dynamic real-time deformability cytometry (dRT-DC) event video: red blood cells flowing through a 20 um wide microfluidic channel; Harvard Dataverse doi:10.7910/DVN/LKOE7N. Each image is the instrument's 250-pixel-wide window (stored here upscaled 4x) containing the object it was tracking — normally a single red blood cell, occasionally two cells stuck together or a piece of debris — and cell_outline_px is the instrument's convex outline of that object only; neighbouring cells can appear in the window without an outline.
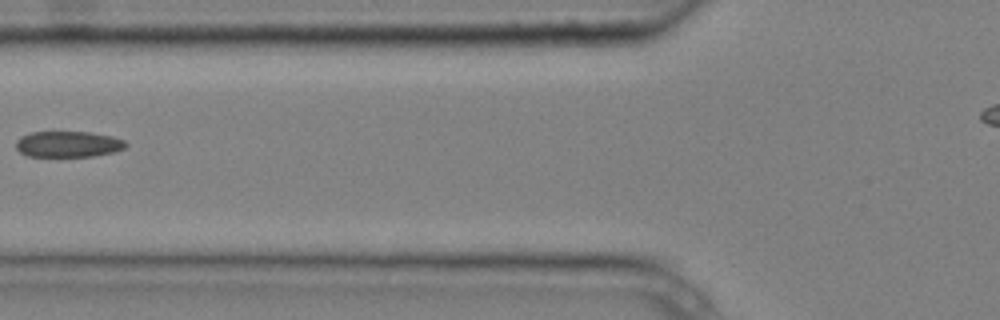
{"species": "common noctule bat (a hibernating species)", "species_latin": "Nyctalus noctula", "temperature_condition": "cold", "stored_images_in_passage": 5, "camera_frame_rate_fps": 3000, "um_per_image_px": 0.085, "animal": {"sex": "male", "body_mass_g": 20.4}, "frame": {"image": 1, "passage_image": 4, "time_ms": 1.0, "image_size_px": [1000, 320], "cell_outline_px": [[128, 144], [124, 148], [116, 152], [92, 156], [28, 156], [20, 152], [16, 148], [16, 140], [20, 136], [32, 132], [88, 132], [112, 136], [124, 140]], "centroid_in_image_um": [5.8, 12.25], "position_along_channel_um": 120.0, "area_um2": 16.65}}
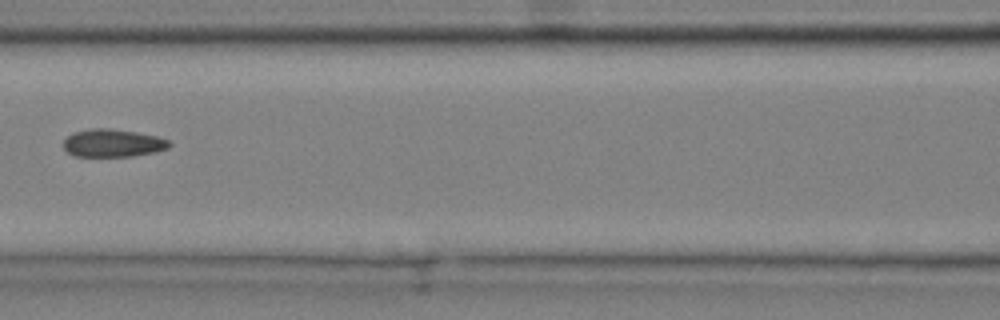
{"frame": {"image": 2, "passage_image": 5, "time_ms": 1.333, "image_size_px": [1000, 320], "cell_outline_px": [[172, 144], [168, 148], [156, 152], [132, 156], [76, 156], [68, 152], [64, 148], [64, 140], [72, 132], [92, 128], [108, 128], [136, 132], [156, 136], [168, 140]], "centroid_in_image_um": [9.59, 12.16], "position_along_channel_um": 157.0, "area_um2": 17.11}}